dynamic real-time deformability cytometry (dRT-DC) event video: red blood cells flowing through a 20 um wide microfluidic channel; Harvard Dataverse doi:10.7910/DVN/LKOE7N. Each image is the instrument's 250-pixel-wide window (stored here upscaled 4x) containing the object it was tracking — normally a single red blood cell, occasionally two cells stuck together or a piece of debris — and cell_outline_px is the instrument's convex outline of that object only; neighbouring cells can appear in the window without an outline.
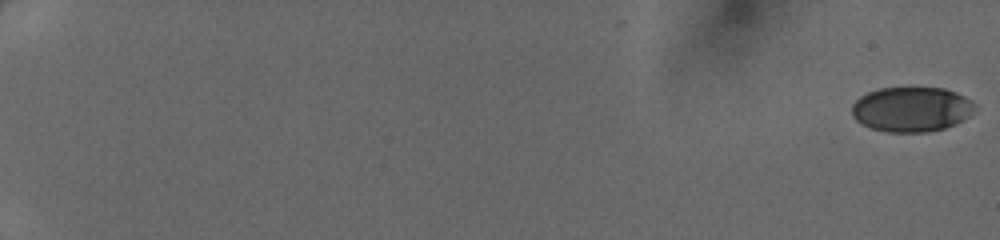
{"species": "human", "species_latin": "Homo sapiens", "temperature_condition": "cold", "stored_images_in_passage": 52, "camera_frame_rate_fps": 3000, "um_per_image_px": 0.085, "donor": {"sex": "female"}, "frame": {"image": 1, "passage_image": 1, "time_ms": 0.0, "image_size_px": [1000, 240], "cell_outline_px": [[976, 112], [956, 124], [944, 128], [928, 132], [888, 132], [872, 128], [856, 120], [852, 116], [852, 104], [860, 96], [868, 92], [880, 88], [944, 88], [956, 92], [972, 100], [976, 104]], "centroid_in_image_um": [77.52, 9.29], "position_along_channel_um": 7.5, "area_um2": 32.37}}
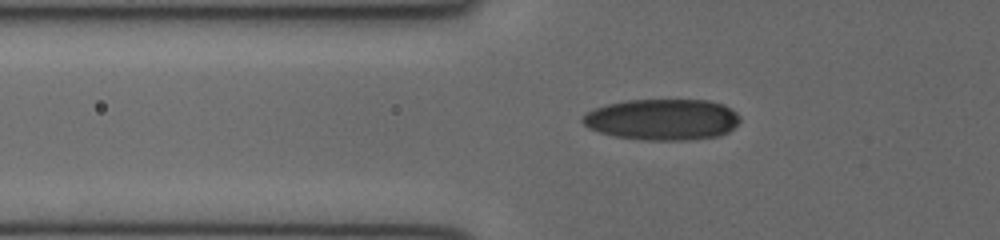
{"frame": {"image": 2, "passage_image": 21, "time_ms": 6.667, "image_size_px": [1000, 240], "cell_outline_px": [[740, 120], [728, 132], [716, 136], [684, 140], [644, 140], [612, 136], [588, 128], [580, 120], [580, 116], [596, 108], [608, 104], [628, 100], [708, 100], [724, 104], [736, 112], [740, 116]], "centroid_in_image_um": [56.28, 10.15], "position_along_channel_um": 69.5, "area_um2": 37.74}}
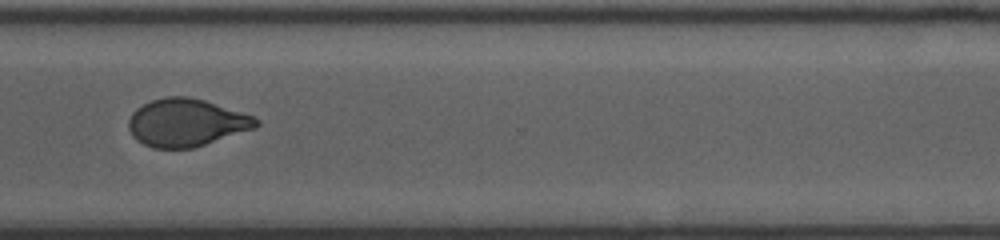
{"frame": {"image": 3, "passage_image": 41, "time_ms": 13.333, "image_size_px": [1000, 240], "cell_outline_px": [[260, 124], [256, 128], [192, 148], [152, 148], [136, 140], [132, 136], [128, 128], [128, 120], [132, 112], [136, 108], [152, 100], [164, 96], [188, 96], [204, 100], [252, 116], [260, 120]], "centroid_in_image_um": [15.8, 10.42], "position_along_channel_um": 354.8, "area_um2": 35.37}}